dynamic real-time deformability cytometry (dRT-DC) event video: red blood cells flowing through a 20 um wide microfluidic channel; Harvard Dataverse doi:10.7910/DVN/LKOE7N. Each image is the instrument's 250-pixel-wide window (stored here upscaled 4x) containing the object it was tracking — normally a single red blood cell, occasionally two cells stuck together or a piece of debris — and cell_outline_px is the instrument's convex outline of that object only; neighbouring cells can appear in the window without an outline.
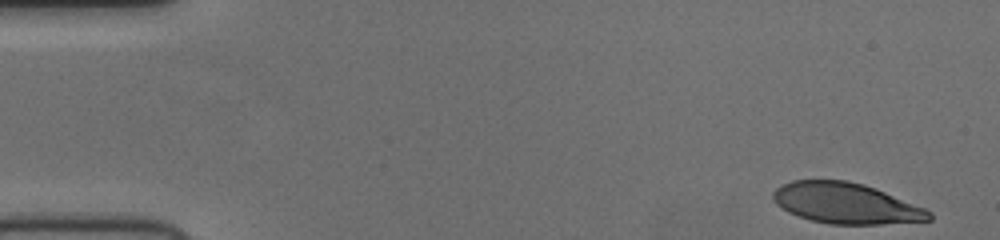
{"species": "human", "species_latin": "Homo sapiens", "temperature_condition": "cold", "stored_images_in_passage": 50, "camera_frame_rate_fps": 3000, "um_per_image_px": 0.085, "donor": {"sex": "female"}, "frame": {"image": 1, "passage_image": 1, "time_ms": 0.0, "image_size_px": [1000, 240], "cell_outline_px": [[932, 220], [880, 224], [828, 224], [812, 220], [788, 212], [776, 204], [772, 200], [772, 192], [776, 188], [792, 180], [848, 180], [864, 184], [876, 188], [924, 208], [932, 212]], "centroid_in_image_um": [71.89, 17.27], "position_along_channel_um": 13.1, "area_um2": 36.99}}
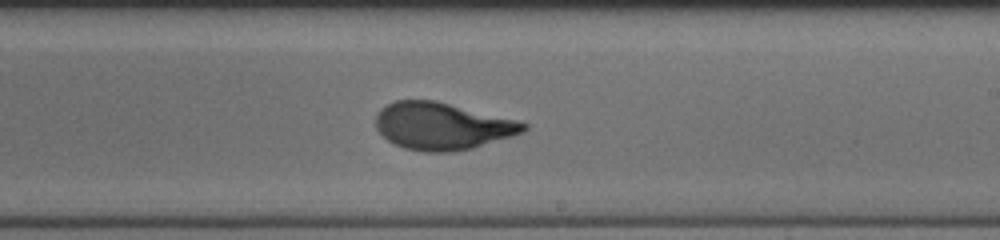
{"frame": {"image": 2, "passage_image": 29, "time_ms": 9.333, "image_size_px": [1000, 240], "cell_outline_px": [[528, 128], [524, 132], [512, 136], [472, 148], [452, 152], [424, 152], [404, 148], [388, 140], [376, 128], [376, 112], [384, 104], [396, 100], [436, 100], [516, 120], [528, 124]], "centroid_in_image_um": [37.56, 10.71], "position_along_channel_um": 251.4, "area_um2": 40.63}}
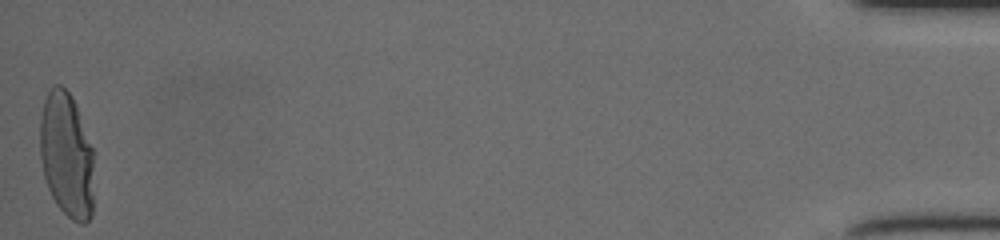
{"frame": {"image": 3, "passage_image": 50, "time_ms": 16.333, "image_size_px": [1000, 240], "cell_outline_px": [[92, 216], [84, 224], [80, 224], [72, 220], [56, 204], [48, 188], [44, 176], [40, 156], [40, 120], [44, 100], [52, 84], [60, 84], [72, 96], [76, 104], [92, 148]], "centroid_in_image_um": [5.64, 13.17], "position_along_channel_um": 429.6, "area_um2": 39.3}}